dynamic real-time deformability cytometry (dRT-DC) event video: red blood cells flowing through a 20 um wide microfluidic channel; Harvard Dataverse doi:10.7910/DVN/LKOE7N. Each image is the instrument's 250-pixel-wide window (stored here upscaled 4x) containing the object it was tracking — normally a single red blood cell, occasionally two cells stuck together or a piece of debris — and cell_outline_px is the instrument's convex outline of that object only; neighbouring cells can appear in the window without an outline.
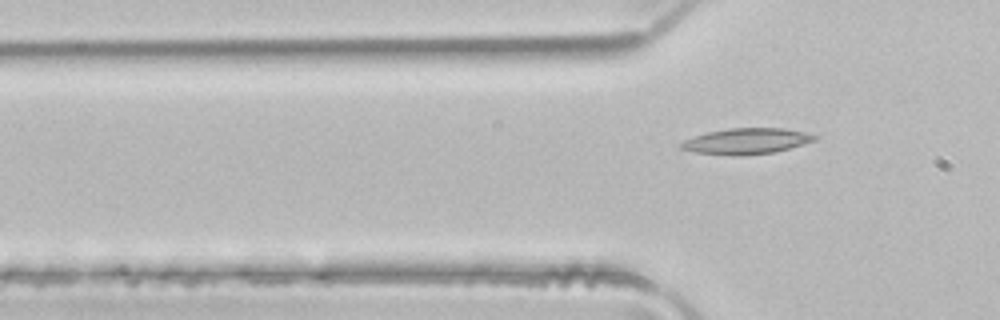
{"species": "common noctule bat (a hibernating species)", "species_latin": "Nyctalus noctula", "temperature_condition": "room temperature", "stored_images_in_passage": 5, "camera_frame_rate_fps": 3000, "um_per_image_px": 0.085, "animal": {"sex": "male", "body_mass_g": 21.5, "forearm_length_mm": 52.0}, "frame": {"image": 1, "passage_image": 5, "time_ms": 1.333, "image_size_px": [1000, 320], "cell_outline_px": [[820, 136], [816, 140], [788, 148], [772, 152], [740, 156], [732, 156], [696, 152], [680, 148], [680, 144], [684, 140], [708, 132], [728, 128], [784, 128], [808, 132]], "centroid_in_image_um": [63.49, 11.99], "position_along_channel_um": 62.3, "area_um2": 20.06}}